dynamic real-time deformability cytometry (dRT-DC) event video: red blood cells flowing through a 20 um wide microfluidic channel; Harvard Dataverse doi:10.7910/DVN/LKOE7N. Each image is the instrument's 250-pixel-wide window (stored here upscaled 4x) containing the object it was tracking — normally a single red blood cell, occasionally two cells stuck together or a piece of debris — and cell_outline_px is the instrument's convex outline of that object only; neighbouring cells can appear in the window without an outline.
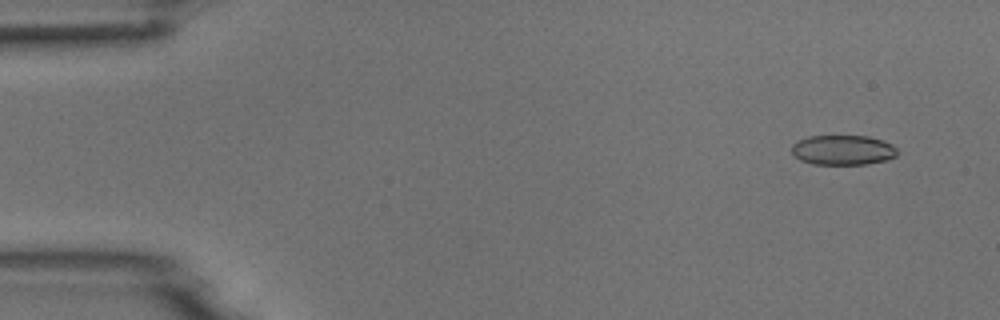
{"species": "common noctule bat (a hibernating species)", "species_latin": "Nyctalus noctula", "temperature_condition": "room temperature", "stored_images_in_passage": 30, "camera_frame_rate_fps": 3000, "um_per_image_px": 0.085, "animal": {"sex": "male", "body_mass_g": 18.8}, "frame": {"image": 1, "passage_image": 4, "time_ms": 1.0, "image_size_px": [1000, 320], "cell_outline_px": [[896, 156], [888, 160], [868, 164], [812, 164], [800, 160], [792, 152], [792, 144], [796, 140], [808, 136], [868, 136], [892, 144], [896, 148]], "centroid_in_image_um": [71.63, 12.75], "position_along_channel_um": 13.4, "area_um2": 18.44}}
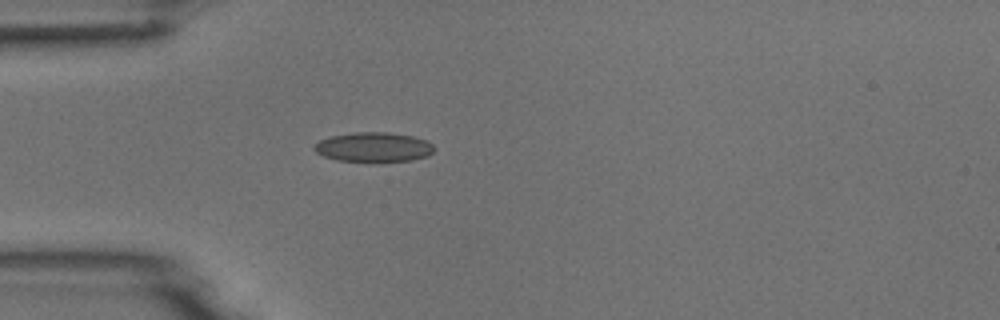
{"frame": {"image": 2, "passage_image": 15, "time_ms": 4.667, "image_size_px": [1000, 320], "cell_outline_px": [[436, 148], [428, 156], [412, 160], [376, 164], [336, 160], [324, 156], [316, 152], [312, 148], [320, 140], [328, 136], [356, 132], [388, 132], [412, 136], [428, 140]], "centroid_in_image_um": [31.77, 12.54], "position_along_channel_um": 53.2, "area_um2": 21.5}}
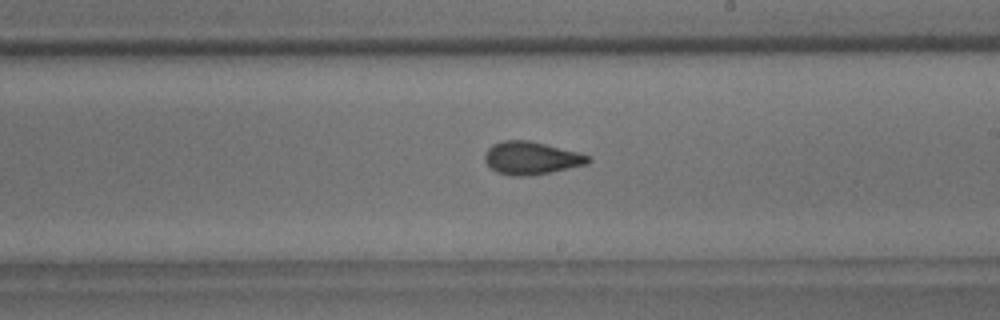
{"frame": {"image": 3, "passage_image": 30, "time_ms": 9.667, "image_size_px": [1000, 320], "cell_outline_px": [[592, 160], [588, 164], [552, 172], [524, 176], [512, 176], [496, 172], [484, 160], [484, 152], [492, 144], [504, 140], [528, 140], [580, 152], [592, 156]], "centroid_in_image_um": [45.19, 13.43], "position_along_channel_um": 243.8, "area_um2": 20.0}}